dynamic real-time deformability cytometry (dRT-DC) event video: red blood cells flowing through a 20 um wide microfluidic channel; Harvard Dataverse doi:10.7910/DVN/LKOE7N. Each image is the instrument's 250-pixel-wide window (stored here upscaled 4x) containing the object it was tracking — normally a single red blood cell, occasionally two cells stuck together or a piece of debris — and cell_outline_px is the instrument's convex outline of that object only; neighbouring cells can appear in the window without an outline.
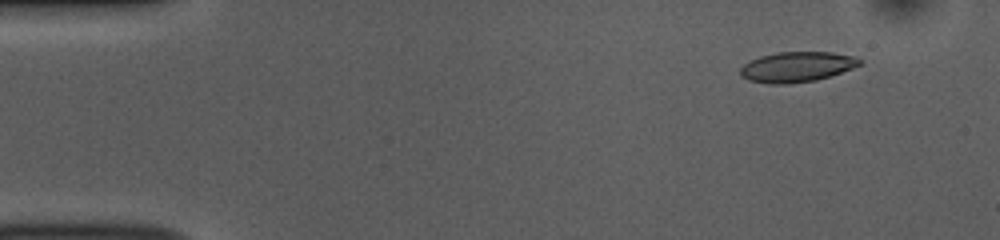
{"species": "common noctule bat (a hibernating species)", "species_latin": "Nyctalus noctula", "temperature_condition": "room temperature", "stored_images_in_passage": 51, "camera_frame_rate_fps": 3000, "um_per_image_px": 0.085, "animal": {"sex": "female", "body_mass_g": 10.0, "forearm_length_mm": 53.1}, "frame": {"image": 1, "passage_image": 5, "time_ms": 1.333, "image_size_px": [1000, 240], "cell_outline_px": [[864, 60], [860, 64], [852, 68], [816, 80], [788, 84], [772, 84], [748, 80], [740, 76], [740, 68], [748, 60], [760, 56], [776, 52], [832, 52], [856, 56]], "centroid_in_image_um": [67.71, 5.67], "position_along_channel_um": 17.3, "area_um2": 21.15}}
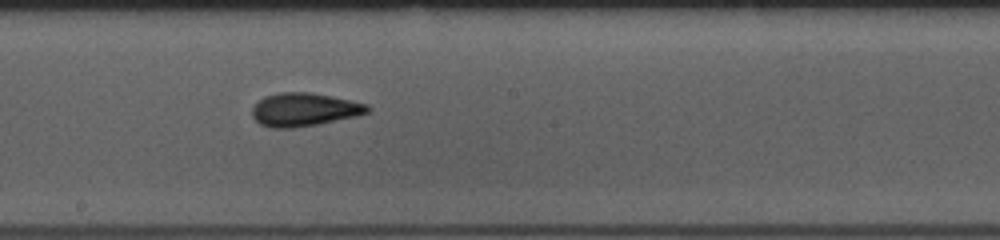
{"frame": {"image": 2, "passage_image": 28, "time_ms": 9.0, "image_size_px": [1000, 240], "cell_outline_px": [[372, 108], [368, 112], [356, 116], [320, 124], [292, 128], [272, 128], [260, 124], [252, 116], [252, 108], [264, 96], [280, 92], [308, 92], [332, 96], [352, 100], [368, 104]], "centroid_in_image_um": [25.88, 9.31], "position_along_channel_um": 222.3, "area_um2": 22.48}}
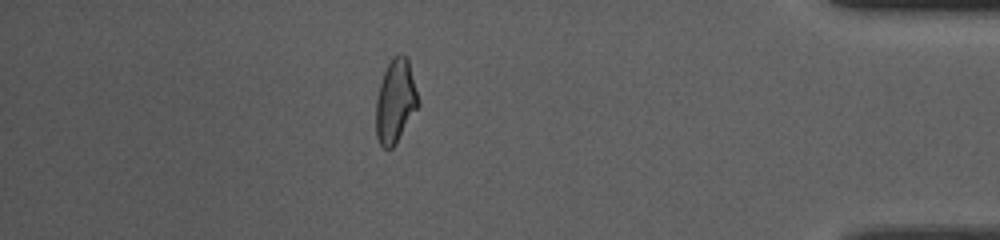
{"frame": {"image": 3, "passage_image": 45, "time_ms": 14.667, "image_size_px": [1000, 240], "cell_outline_px": [[420, 104], [396, 144], [392, 148], [384, 148], [380, 144], [376, 136], [376, 100], [380, 84], [384, 72], [392, 56], [400, 52], [408, 60], [420, 100]], "centroid_in_image_um": [33.62, 8.61], "position_along_channel_um": 401.6, "area_um2": 20.63}, "authors_computed_cell_mechanics": {"area_um2": 21.2704, "velocity_mm_per_s": 3.8868, "shape_relaxation_time_tau1_ms": 4.3011, "shape_relaxation_time_tau2_ms": 1.9665, "deformation_change_tau1": 0.1311, "deformation_change_tau2": 0.0853}}